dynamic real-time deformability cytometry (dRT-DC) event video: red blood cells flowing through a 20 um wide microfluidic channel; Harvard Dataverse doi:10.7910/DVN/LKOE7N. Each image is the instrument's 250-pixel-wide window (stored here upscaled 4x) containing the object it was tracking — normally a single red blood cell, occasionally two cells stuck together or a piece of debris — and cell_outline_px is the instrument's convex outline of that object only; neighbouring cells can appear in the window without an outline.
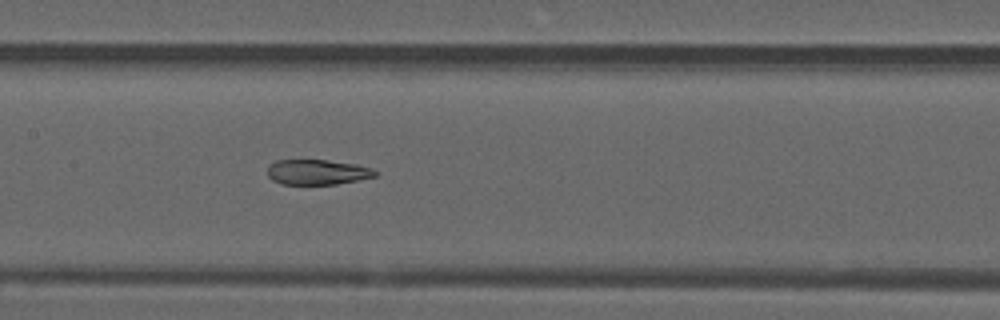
{"species": "common noctule bat (a hibernating species)", "species_latin": "Nyctalus noctula", "temperature_condition": "warm", "stored_images_in_passage": 52, "camera_frame_rate_fps": 3000, "um_per_image_px": 0.085, "animal": {"sex": "male", "forearm_length_mm": 52.5}, "frame": {"image": 1, "passage_image": 25, "time_ms": 8.0, "image_size_px": [1000, 320], "cell_outline_px": [[380, 172], [376, 176], [336, 184], [280, 184], [272, 180], [268, 176], [268, 168], [276, 160], [328, 160], [356, 164], [372, 168]], "centroid_in_image_um": [27.0, 14.63], "position_along_channel_um": 180.4, "area_um2": 15.78}}
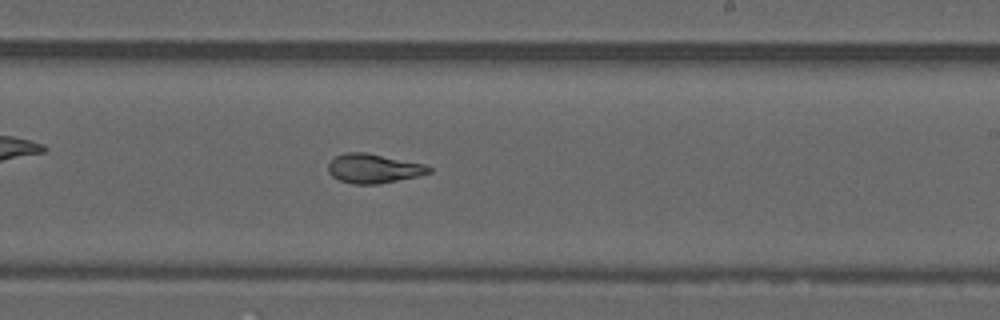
{"frame": {"image": 2, "passage_image": 31, "time_ms": 10.0, "image_size_px": [1000, 320], "cell_outline_px": [[432, 172], [416, 176], [376, 184], [352, 184], [340, 180], [332, 176], [328, 172], [328, 164], [336, 156], [344, 152], [364, 152], [424, 164], [432, 168]], "centroid_in_image_um": [31.72, 14.32], "position_along_channel_um": 257.3, "area_um2": 16.94}}
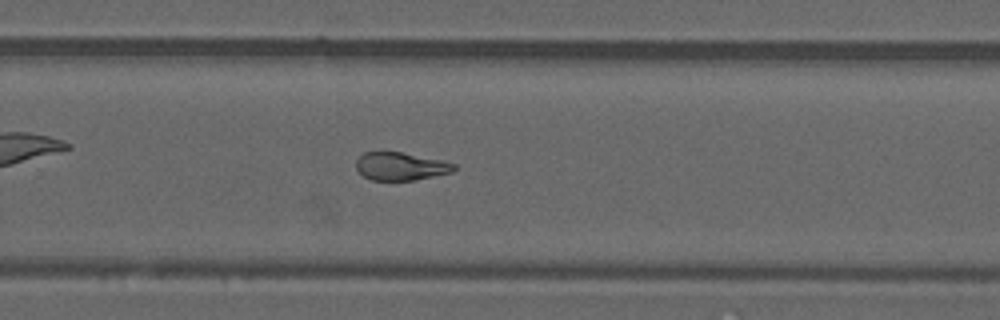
{"frame": {"image": 3, "passage_image": 34, "time_ms": 11.0, "image_size_px": [1000, 320], "cell_outline_px": [[456, 168], [452, 172], [416, 180], [372, 180], [364, 176], [356, 168], [356, 160], [364, 152], [380, 148], [444, 160], [456, 164]], "centroid_in_image_um": [34.03, 14.09], "position_along_channel_um": 295.8, "area_um2": 16.53}, "authors_computed_cell_mechanics": {"area_um2": 18.5249, "velocity_mm_per_s": 3.8624, "shape_relaxation_time_tau1_ms": null, "shape_relaxation_time_tau2_ms": 2.4671, "deformation_change_tau1": null, "deformation_change_tau2": 0.0817}}